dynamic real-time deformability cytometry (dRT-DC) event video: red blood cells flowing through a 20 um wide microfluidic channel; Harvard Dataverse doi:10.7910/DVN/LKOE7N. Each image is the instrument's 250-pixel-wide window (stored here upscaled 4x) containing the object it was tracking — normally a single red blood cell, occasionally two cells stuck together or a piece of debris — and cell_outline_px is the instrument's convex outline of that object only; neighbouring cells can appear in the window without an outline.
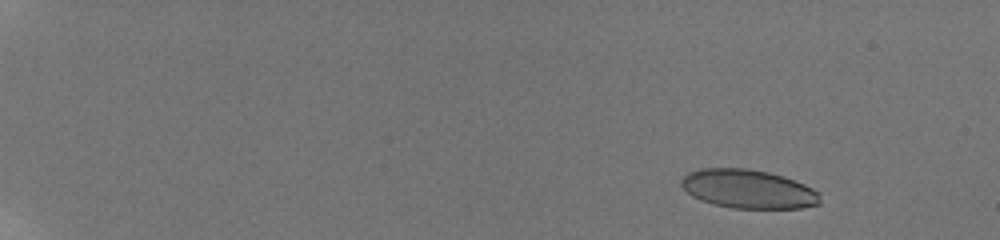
{"species": "human", "species_latin": "Homo sapiens", "temperature_condition": "room temperature", "stored_images_in_passage": 17, "camera_frame_rate_fps": 3000, "um_per_image_px": 0.085, "donor": {"sex": "male"}, "frame": {"image": 1, "passage_image": 5, "time_ms": 2.333, "image_size_px": [1000, 240], "cell_outline_px": [[820, 204], [800, 208], [732, 208], [712, 204], [700, 200], [692, 196], [680, 184], [680, 180], [688, 172], [700, 168], [748, 168], [768, 172], [784, 176], [804, 184], [820, 192]], "centroid_in_image_um": [63.59, 16.06], "position_along_channel_um": 21.4, "area_um2": 31.56}}
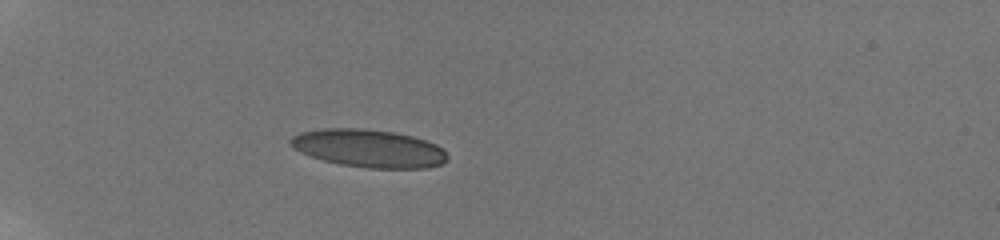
{"frame": {"image": 2, "passage_image": 12, "time_ms": 6.667, "image_size_px": [1000, 240], "cell_outline_px": [[448, 160], [440, 164], [428, 168], [368, 168], [340, 164], [324, 160], [300, 152], [292, 148], [288, 144], [288, 140], [292, 136], [300, 132], [324, 128], [364, 128], [396, 132], [412, 136], [436, 144], [448, 156]], "centroid_in_image_um": [31.31, 12.6], "position_along_channel_um": 53.7, "area_um2": 34.74}}